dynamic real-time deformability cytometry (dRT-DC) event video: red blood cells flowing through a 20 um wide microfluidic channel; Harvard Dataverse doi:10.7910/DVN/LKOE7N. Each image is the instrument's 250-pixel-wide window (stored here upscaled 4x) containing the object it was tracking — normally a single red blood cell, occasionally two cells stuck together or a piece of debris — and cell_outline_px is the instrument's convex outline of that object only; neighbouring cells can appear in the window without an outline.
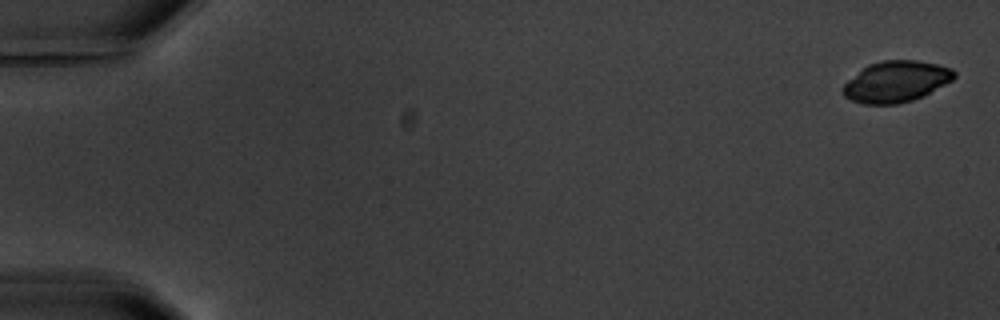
{"species": "common noctule bat (a hibernating species)", "species_latin": "Nyctalus noctula", "temperature_condition": "warm", "stored_images_in_passage": 5, "camera_frame_rate_fps": 3000, "um_per_image_px": 0.085, "animal": {"sex": "male", "body_mass_g": 20.1, "forearm_length_mm": 53.5}, "frame": {"image": 1, "passage_image": 1, "time_ms": 0.0, "image_size_px": [1000, 320], "cell_outline_px": [[956, 76], [952, 80], [924, 96], [912, 100], [896, 104], [864, 104], [852, 100], [844, 96], [840, 88], [848, 80], [868, 64], [880, 60], [916, 60], [936, 64], [952, 68], [956, 72]], "centroid_in_image_um": [76.16, 6.93], "position_along_channel_um": 8.8, "area_um2": 26.7}}
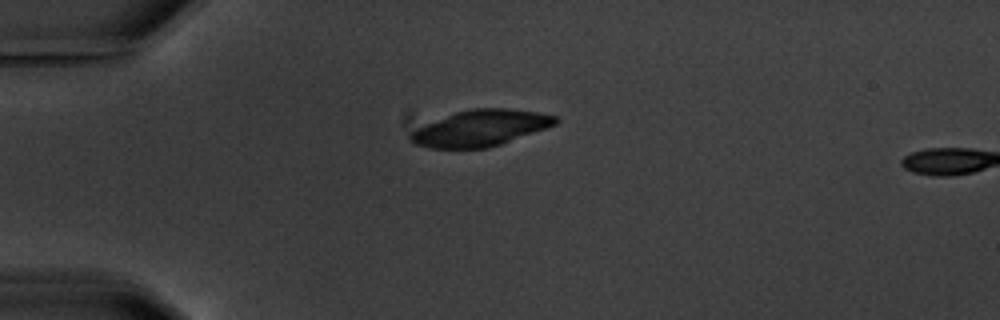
{"frame": {"image": 2, "passage_image": 4, "time_ms": 4.667, "image_size_px": [1000, 320], "cell_outline_px": [[560, 120], [556, 124], [548, 128], [488, 148], [428, 148], [416, 144], [408, 140], [408, 136], [416, 128], [424, 124], [456, 112], [472, 108], [508, 108], [540, 112], [556, 116]], "centroid_in_image_um": [40.85, 10.88], "position_along_channel_um": 44.1, "area_um2": 30.63}}